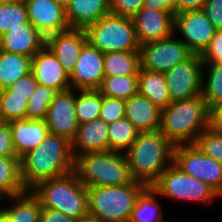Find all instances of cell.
<instances>
[{"label": "cell", "instance_id": "obj_38", "mask_svg": "<svg viewBox=\"0 0 222 222\" xmlns=\"http://www.w3.org/2000/svg\"><path fill=\"white\" fill-rule=\"evenodd\" d=\"M125 100L103 96L99 118L110 124L125 118Z\"/></svg>", "mask_w": 222, "mask_h": 222}, {"label": "cell", "instance_id": "obj_28", "mask_svg": "<svg viewBox=\"0 0 222 222\" xmlns=\"http://www.w3.org/2000/svg\"><path fill=\"white\" fill-rule=\"evenodd\" d=\"M103 67L105 76L138 75L141 68L140 52H106Z\"/></svg>", "mask_w": 222, "mask_h": 222}, {"label": "cell", "instance_id": "obj_40", "mask_svg": "<svg viewBox=\"0 0 222 222\" xmlns=\"http://www.w3.org/2000/svg\"><path fill=\"white\" fill-rule=\"evenodd\" d=\"M203 64L222 63V30L216 31L208 47L201 54Z\"/></svg>", "mask_w": 222, "mask_h": 222}, {"label": "cell", "instance_id": "obj_3", "mask_svg": "<svg viewBox=\"0 0 222 222\" xmlns=\"http://www.w3.org/2000/svg\"><path fill=\"white\" fill-rule=\"evenodd\" d=\"M209 126V108L202 95L171 102L161 109L160 131L174 145L195 144Z\"/></svg>", "mask_w": 222, "mask_h": 222}, {"label": "cell", "instance_id": "obj_30", "mask_svg": "<svg viewBox=\"0 0 222 222\" xmlns=\"http://www.w3.org/2000/svg\"><path fill=\"white\" fill-rule=\"evenodd\" d=\"M75 93V113L78 125L99 118L103 95L98 89L77 90Z\"/></svg>", "mask_w": 222, "mask_h": 222}, {"label": "cell", "instance_id": "obj_16", "mask_svg": "<svg viewBox=\"0 0 222 222\" xmlns=\"http://www.w3.org/2000/svg\"><path fill=\"white\" fill-rule=\"evenodd\" d=\"M28 21L45 37L70 29L66 9L55 0H24Z\"/></svg>", "mask_w": 222, "mask_h": 222}, {"label": "cell", "instance_id": "obj_19", "mask_svg": "<svg viewBox=\"0 0 222 222\" xmlns=\"http://www.w3.org/2000/svg\"><path fill=\"white\" fill-rule=\"evenodd\" d=\"M46 44V37L33 24H20L0 36V50L33 57Z\"/></svg>", "mask_w": 222, "mask_h": 222}, {"label": "cell", "instance_id": "obj_29", "mask_svg": "<svg viewBox=\"0 0 222 222\" xmlns=\"http://www.w3.org/2000/svg\"><path fill=\"white\" fill-rule=\"evenodd\" d=\"M157 192L147 186L137 197L131 212V222H165Z\"/></svg>", "mask_w": 222, "mask_h": 222}, {"label": "cell", "instance_id": "obj_22", "mask_svg": "<svg viewBox=\"0 0 222 222\" xmlns=\"http://www.w3.org/2000/svg\"><path fill=\"white\" fill-rule=\"evenodd\" d=\"M125 118H127L139 132L160 129L161 109L145 96L137 93L125 100Z\"/></svg>", "mask_w": 222, "mask_h": 222}, {"label": "cell", "instance_id": "obj_7", "mask_svg": "<svg viewBox=\"0 0 222 222\" xmlns=\"http://www.w3.org/2000/svg\"><path fill=\"white\" fill-rule=\"evenodd\" d=\"M87 42L103 53L139 51L132 18L108 14L85 29Z\"/></svg>", "mask_w": 222, "mask_h": 222}, {"label": "cell", "instance_id": "obj_51", "mask_svg": "<svg viewBox=\"0 0 222 222\" xmlns=\"http://www.w3.org/2000/svg\"><path fill=\"white\" fill-rule=\"evenodd\" d=\"M0 222H5L4 219L0 215Z\"/></svg>", "mask_w": 222, "mask_h": 222}, {"label": "cell", "instance_id": "obj_20", "mask_svg": "<svg viewBox=\"0 0 222 222\" xmlns=\"http://www.w3.org/2000/svg\"><path fill=\"white\" fill-rule=\"evenodd\" d=\"M8 124L18 158L36 148L49 134L45 120L20 119Z\"/></svg>", "mask_w": 222, "mask_h": 222}, {"label": "cell", "instance_id": "obj_24", "mask_svg": "<svg viewBox=\"0 0 222 222\" xmlns=\"http://www.w3.org/2000/svg\"><path fill=\"white\" fill-rule=\"evenodd\" d=\"M8 200H13V205L0 208V215L5 222H40L42 206L31 190L8 197Z\"/></svg>", "mask_w": 222, "mask_h": 222}, {"label": "cell", "instance_id": "obj_9", "mask_svg": "<svg viewBox=\"0 0 222 222\" xmlns=\"http://www.w3.org/2000/svg\"><path fill=\"white\" fill-rule=\"evenodd\" d=\"M173 164L208 184L222 197V164L206 155L196 144L176 145Z\"/></svg>", "mask_w": 222, "mask_h": 222}, {"label": "cell", "instance_id": "obj_11", "mask_svg": "<svg viewBox=\"0 0 222 222\" xmlns=\"http://www.w3.org/2000/svg\"><path fill=\"white\" fill-rule=\"evenodd\" d=\"M165 74L172 102L202 95L203 61L192 54Z\"/></svg>", "mask_w": 222, "mask_h": 222}, {"label": "cell", "instance_id": "obj_10", "mask_svg": "<svg viewBox=\"0 0 222 222\" xmlns=\"http://www.w3.org/2000/svg\"><path fill=\"white\" fill-rule=\"evenodd\" d=\"M174 35L140 45L141 69L166 73L193 54L184 42L176 39Z\"/></svg>", "mask_w": 222, "mask_h": 222}, {"label": "cell", "instance_id": "obj_46", "mask_svg": "<svg viewBox=\"0 0 222 222\" xmlns=\"http://www.w3.org/2000/svg\"><path fill=\"white\" fill-rule=\"evenodd\" d=\"M177 0H144L143 7L167 11L176 15Z\"/></svg>", "mask_w": 222, "mask_h": 222}, {"label": "cell", "instance_id": "obj_26", "mask_svg": "<svg viewBox=\"0 0 222 222\" xmlns=\"http://www.w3.org/2000/svg\"><path fill=\"white\" fill-rule=\"evenodd\" d=\"M32 58L0 50V90L31 73Z\"/></svg>", "mask_w": 222, "mask_h": 222}, {"label": "cell", "instance_id": "obj_5", "mask_svg": "<svg viewBox=\"0 0 222 222\" xmlns=\"http://www.w3.org/2000/svg\"><path fill=\"white\" fill-rule=\"evenodd\" d=\"M42 208L61 211L76 220L89 213L87 187L73 170L38 183L31 189Z\"/></svg>", "mask_w": 222, "mask_h": 222}, {"label": "cell", "instance_id": "obj_21", "mask_svg": "<svg viewBox=\"0 0 222 222\" xmlns=\"http://www.w3.org/2000/svg\"><path fill=\"white\" fill-rule=\"evenodd\" d=\"M109 151L108 124L98 118L78 125L72 141L74 157L89 152Z\"/></svg>", "mask_w": 222, "mask_h": 222}, {"label": "cell", "instance_id": "obj_33", "mask_svg": "<svg viewBox=\"0 0 222 222\" xmlns=\"http://www.w3.org/2000/svg\"><path fill=\"white\" fill-rule=\"evenodd\" d=\"M202 96L208 108L222 102V63L203 64Z\"/></svg>", "mask_w": 222, "mask_h": 222}, {"label": "cell", "instance_id": "obj_18", "mask_svg": "<svg viewBox=\"0 0 222 222\" xmlns=\"http://www.w3.org/2000/svg\"><path fill=\"white\" fill-rule=\"evenodd\" d=\"M31 73L40 85L57 91L71 88L69 74L46 45L32 57Z\"/></svg>", "mask_w": 222, "mask_h": 222}, {"label": "cell", "instance_id": "obj_48", "mask_svg": "<svg viewBox=\"0 0 222 222\" xmlns=\"http://www.w3.org/2000/svg\"><path fill=\"white\" fill-rule=\"evenodd\" d=\"M76 222H101V221L94 215L88 213L84 216H81L79 219L76 220Z\"/></svg>", "mask_w": 222, "mask_h": 222}, {"label": "cell", "instance_id": "obj_36", "mask_svg": "<svg viewBox=\"0 0 222 222\" xmlns=\"http://www.w3.org/2000/svg\"><path fill=\"white\" fill-rule=\"evenodd\" d=\"M28 22L27 8L24 1L0 2V36L10 29Z\"/></svg>", "mask_w": 222, "mask_h": 222}, {"label": "cell", "instance_id": "obj_42", "mask_svg": "<svg viewBox=\"0 0 222 222\" xmlns=\"http://www.w3.org/2000/svg\"><path fill=\"white\" fill-rule=\"evenodd\" d=\"M0 156L17 157L8 122L0 121Z\"/></svg>", "mask_w": 222, "mask_h": 222}, {"label": "cell", "instance_id": "obj_4", "mask_svg": "<svg viewBox=\"0 0 222 222\" xmlns=\"http://www.w3.org/2000/svg\"><path fill=\"white\" fill-rule=\"evenodd\" d=\"M74 171L86 187L122 186L133 181L123 152L79 154L75 157Z\"/></svg>", "mask_w": 222, "mask_h": 222}, {"label": "cell", "instance_id": "obj_15", "mask_svg": "<svg viewBox=\"0 0 222 222\" xmlns=\"http://www.w3.org/2000/svg\"><path fill=\"white\" fill-rule=\"evenodd\" d=\"M132 20L140 45L176 34L175 15L171 12L142 7Z\"/></svg>", "mask_w": 222, "mask_h": 222}, {"label": "cell", "instance_id": "obj_14", "mask_svg": "<svg viewBox=\"0 0 222 222\" xmlns=\"http://www.w3.org/2000/svg\"><path fill=\"white\" fill-rule=\"evenodd\" d=\"M104 53L88 42L83 46L70 76V86L75 90L99 89L104 75Z\"/></svg>", "mask_w": 222, "mask_h": 222}, {"label": "cell", "instance_id": "obj_13", "mask_svg": "<svg viewBox=\"0 0 222 222\" xmlns=\"http://www.w3.org/2000/svg\"><path fill=\"white\" fill-rule=\"evenodd\" d=\"M75 91L77 90L74 88L58 91L49 105L45 119L50 134L61 136L71 142L75 138L78 128Z\"/></svg>", "mask_w": 222, "mask_h": 222}, {"label": "cell", "instance_id": "obj_25", "mask_svg": "<svg viewBox=\"0 0 222 222\" xmlns=\"http://www.w3.org/2000/svg\"><path fill=\"white\" fill-rule=\"evenodd\" d=\"M138 93L145 96L160 109L166 108L172 102L164 73L140 68Z\"/></svg>", "mask_w": 222, "mask_h": 222}, {"label": "cell", "instance_id": "obj_50", "mask_svg": "<svg viewBox=\"0 0 222 222\" xmlns=\"http://www.w3.org/2000/svg\"><path fill=\"white\" fill-rule=\"evenodd\" d=\"M24 0H0L1 3H9V2H20Z\"/></svg>", "mask_w": 222, "mask_h": 222}, {"label": "cell", "instance_id": "obj_1", "mask_svg": "<svg viewBox=\"0 0 222 222\" xmlns=\"http://www.w3.org/2000/svg\"><path fill=\"white\" fill-rule=\"evenodd\" d=\"M74 164L72 142L49 133L20 158L22 183L26 190H31L42 181L73 171Z\"/></svg>", "mask_w": 222, "mask_h": 222}, {"label": "cell", "instance_id": "obj_31", "mask_svg": "<svg viewBox=\"0 0 222 222\" xmlns=\"http://www.w3.org/2000/svg\"><path fill=\"white\" fill-rule=\"evenodd\" d=\"M138 134L139 131L127 118L108 124L109 150L125 153Z\"/></svg>", "mask_w": 222, "mask_h": 222}, {"label": "cell", "instance_id": "obj_27", "mask_svg": "<svg viewBox=\"0 0 222 222\" xmlns=\"http://www.w3.org/2000/svg\"><path fill=\"white\" fill-rule=\"evenodd\" d=\"M27 191L22 183L20 158L0 156V200Z\"/></svg>", "mask_w": 222, "mask_h": 222}, {"label": "cell", "instance_id": "obj_34", "mask_svg": "<svg viewBox=\"0 0 222 222\" xmlns=\"http://www.w3.org/2000/svg\"><path fill=\"white\" fill-rule=\"evenodd\" d=\"M57 90L38 84L34 93L27 101L26 119L45 120L50 103L54 100Z\"/></svg>", "mask_w": 222, "mask_h": 222}, {"label": "cell", "instance_id": "obj_44", "mask_svg": "<svg viewBox=\"0 0 222 222\" xmlns=\"http://www.w3.org/2000/svg\"><path fill=\"white\" fill-rule=\"evenodd\" d=\"M40 222H76V219L61 211L42 208Z\"/></svg>", "mask_w": 222, "mask_h": 222}, {"label": "cell", "instance_id": "obj_23", "mask_svg": "<svg viewBox=\"0 0 222 222\" xmlns=\"http://www.w3.org/2000/svg\"><path fill=\"white\" fill-rule=\"evenodd\" d=\"M109 0H71L66 8L70 28L85 29L110 14Z\"/></svg>", "mask_w": 222, "mask_h": 222}, {"label": "cell", "instance_id": "obj_17", "mask_svg": "<svg viewBox=\"0 0 222 222\" xmlns=\"http://www.w3.org/2000/svg\"><path fill=\"white\" fill-rule=\"evenodd\" d=\"M86 43L87 37L84 29L70 28L48 35L45 45L54 53L64 70L70 75Z\"/></svg>", "mask_w": 222, "mask_h": 222}, {"label": "cell", "instance_id": "obj_35", "mask_svg": "<svg viewBox=\"0 0 222 222\" xmlns=\"http://www.w3.org/2000/svg\"><path fill=\"white\" fill-rule=\"evenodd\" d=\"M27 100L14 95L9 88L0 90V121L26 119Z\"/></svg>", "mask_w": 222, "mask_h": 222}, {"label": "cell", "instance_id": "obj_41", "mask_svg": "<svg viewBox=\"0 0 222 222\" xmlns=\"http://www.w3.org/2000/svg\"><path fill=\"white\" fill-rule=\"evenodd\" d=\"M37 85L38 82L34 78V75L32 73H29L25 77L19 78L17 81H15L9 87V89L14 92V95L25 97V99L28 101V99L34 93Z\"/></svg>", "mask_w": 222, "mask_h": 222}, {"label": "cell", "instance_id": "obj_47", "mask_svg": "<svg viewBox=\"0 0 222 222\" xmlns=\"http://www.w3.org/2000/svg\"><path fill=\"white\" fill-rule=\"evenodd\" d=\"M206 0H177L176 15L194 10H202Z\"/></svg>", "mask_w": 222, "mask_h": 222}, {"label": "cell", "instance_id": "obj_49", "mask_svg": "<svg viewBox=\"0 0 222 222\" xmlns=\"http://www.w3.org/2000/svg\"><path fill=\"white\" fill-rule=\"evenodd\" d=\"M58 4L63 6L65 9L70 4L71 0H55Z\"/></svg>", "mask_w": 222, "mask_h": 222}, {"label": "cell", "instance_id": "obj_43", "mask_svg": "<svg viewBox=\"0 0 222 222\" xmlns=\"http://www.w3.org/2000/svg\"><path fill=\"white\" fill-rule=\"evenodd\" d=\"M202 10L216 30H222V0H206Z\"/></svg>", "mask_w": 222, "mask_h": 222}, {"label": "cell", "instance_id": "obj_37", "mask_svg": "<svg viewBox=\"0 0 222 222\" xmlns=\"http://www.w3.org/2000/svg\"><path fill=\"white\" fill-rule=\"evenodd\" d=\"M195 144L209 157L222 164V133L209 127L202 131Z\"/></svg>", "mask_w": 222, "mask_h": 222}, {"label": "cell", "instance_id": "obj_8", "mask_svg": "<svg viewBox=\"0 0 222 222\" xmlns=\"http://www.w3.org/2000/svg\"><path fill=\"white\" fill-rule=\"evenodd\" d=\"M158 197H166L187 202L210 203L221 197L203 181L182 172L173 163L168 166L151 185Z\"/></svg>", "mask_w": 222, "mask_h": 222}, {"label": "cell", "instance_id": "obj_2", "mask_svg": "<svg viewBox=\"0 0 222 222\" xmlns=\"http://www.w3.org/2000/svg\"><path fill=\"white\" fill-rule=\"evenodd\" d=\"M174 147L160 130L139 132L124 153L132 179L151 186L173 163Z\"/></svg>", "mask_w": 222, "mask_h": 222}, {"label": "cell", "instance_id": "obj_12", "mask_svg": "<svg viewBox=\"0 0 222 222\" xmlns=\"http://www.w3.org/2000/svg\"><path fill=\"white\" fill-rule=\"evenodd\" d=\"M174 31L193 54L201 55L217 30L203 10H194L175 15Z\"/></svg>", "mask_w": 222, "mask_h": 222}, {"label": "cell", "instance_id": "obj_32", "mask_svg": "<svg viewBox=\"0 0 222 222\" xmlns=\"http://www.w3.org/2000/svg\"><path fill=\"white\" fill-rule=\"evenodd\" d=\"M98 90L103 96L127 100L138 93V75L105 76Z\"/></svg>", "mask_w": 222, "mask_h": 222}, {"label": "cell", "instance_id": "obj_45", "mask_svg": "<svg viewBox=\"0 0 222 222\" xmlns=\"http://www.w3.org/2000/svg\"><path fill=\"white\" fill-rule=\"evenodd\" d=\"M211 130L222 133V102L209 108V126Z\"/></svg>", "mask_w": 222, "mask_h": 222}, {"label": "cell", "instance_id": "obj_39", "mask_svg": "<svg viewBox=\"0 0 222 222\" xmlns=\"http://www.w3.org/2000/svg\"><path fill=\"white\" fill-rule=\"evenodd\" d=\"M113 15L132 18L142 7L144 0H109Z\"/></svg>", "mask_w": 222, "mask_h": 222}, {"label": "cell", "instance_id": "obj_6", "mask_svg": "<svg viewBox=\"0 0 222 222\" xmlns=\"http://www.w3.org/2000/svg\"><path fill=\"white\" fill-rule=\"evenodd\" d=\"M146 187L135 180L122 186L87 187L89 214L101 222L127 221L137 197Z\"/></svg>", "mask_w": 222, "mask_h": 222}]
</instances>
